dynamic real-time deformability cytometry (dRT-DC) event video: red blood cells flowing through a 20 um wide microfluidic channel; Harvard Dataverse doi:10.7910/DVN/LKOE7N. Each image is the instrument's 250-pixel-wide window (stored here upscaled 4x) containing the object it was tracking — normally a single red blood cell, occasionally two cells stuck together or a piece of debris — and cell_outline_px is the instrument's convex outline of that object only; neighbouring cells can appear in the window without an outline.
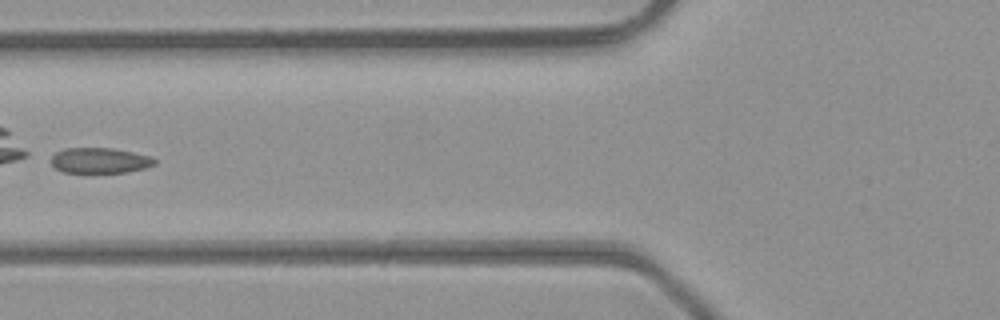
{"species": "common noctule bat (a hibernating species)", "species_latin": "Nyctalus noctula", "temperature_condition": "room temperature", "stored_images_in_passage": 4, "camera_frame_rate_fps": 3000, "um_per_image_px": 0.085, "animal": {"sex": "male", "body_mass_g": 23.1, "forearm_length_mm": 52.7}, "frame": {"image": 1, "passage_image": 3, "time_ms": 0.667, "image_size_px": [1000, 320], "cell_outline_px": [[156, 164], [144, 168], [128, 172], [64, 172], [56, 168], [52, 164], [52, 156], [56, 152], [64, 148], [112, 148], [132, 152], [148, 156], [156, 160]], "centroid_in_image_um": [8.48, 13.63], "position_along_channel_um": 117.3, "area_um2": 15.14}}
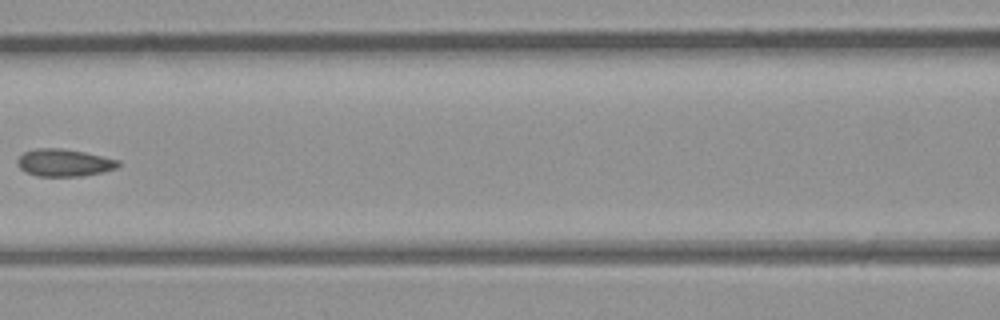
{"frame": {"image": 2, "passage_image": 4, "time_ms": 1.0, "image_size_px": [1000, 320], "cell_outline_px": [[120, 164], [116, 168], [104, 172], [80, 176], [36, 176], [20, 168], [16, 164], [16, 160], [24, 152], [36, 148], [60, 148], [84, 152], [120, 160]], "centroid_in_image_um": [5.45, 13.83], "position_along_channel_um": 161.2, "area_um2": 16.07}}